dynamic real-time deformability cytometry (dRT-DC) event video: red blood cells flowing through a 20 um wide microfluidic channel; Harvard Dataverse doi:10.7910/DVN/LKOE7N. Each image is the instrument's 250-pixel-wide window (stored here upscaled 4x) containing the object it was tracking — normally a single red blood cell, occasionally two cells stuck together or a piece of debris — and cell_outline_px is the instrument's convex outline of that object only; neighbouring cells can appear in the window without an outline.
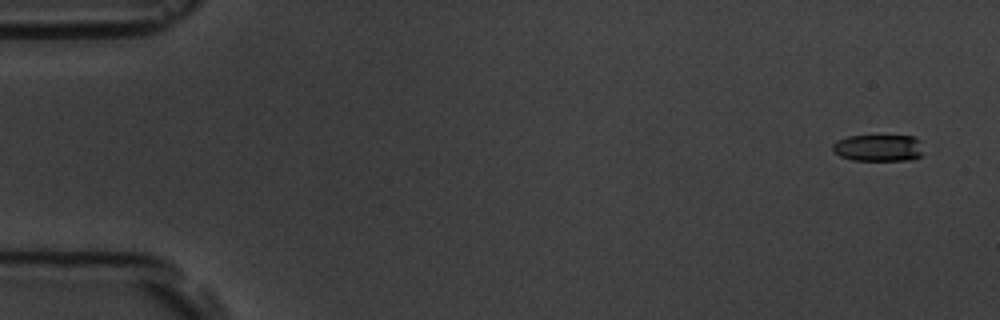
{"species": "common noctule bat (a hibernating species)", "species_latin": "Nyctalus noctula", "temperature_condition": "room temperature", "stored_images_in_passage": 6, "camera_frame_rate_fps": 3000, "um_per_image_px": 0.085, "animal": {"sex": "male", "body_mass_g": 19.5, "forearm_length_mm": 54.6}, "frame": {"image": 1, "passage_image": 1, "time_ms": 0.0, "image_size_px": [1000, 320], "cell_outline_px": [[920, 156], [912, 160], [852, 160], [840, 156], [832, 152], [832, 144], [836, 140], [848, 136], [916, 136], [920, 140]], "centroid_in_image_um": [74.61, 12.57], "position_along_channel_um": 10.4, "area_um2": 14.22}}
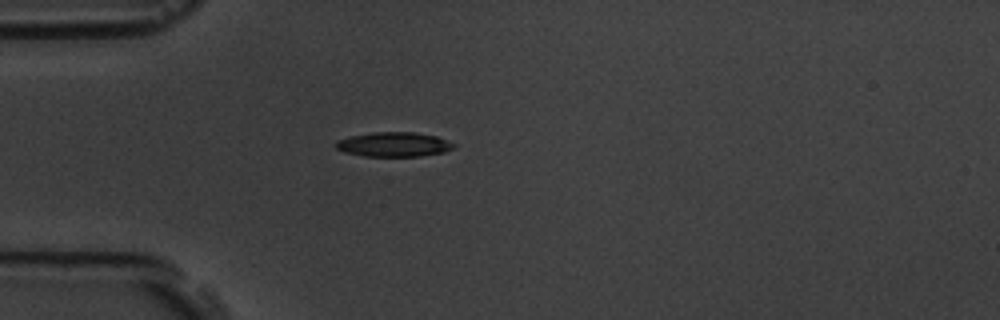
{"frame": {"image": 2, "passage_image": 5, "time_ms": 4.667, "image_size_px": [1000, 320], "cell_outline_px": [[456, 144], [452, 148], [444, 152], [420, 156], [364, 156], [344, 152], [336, 148], [336, 140], [348, 136], [372, 132], [416, 132], [436, 136]], "centroid_in_image_um": [33.44, 12.27], "position_along_channel_um": 51.6, "area_um2": 16.88}}